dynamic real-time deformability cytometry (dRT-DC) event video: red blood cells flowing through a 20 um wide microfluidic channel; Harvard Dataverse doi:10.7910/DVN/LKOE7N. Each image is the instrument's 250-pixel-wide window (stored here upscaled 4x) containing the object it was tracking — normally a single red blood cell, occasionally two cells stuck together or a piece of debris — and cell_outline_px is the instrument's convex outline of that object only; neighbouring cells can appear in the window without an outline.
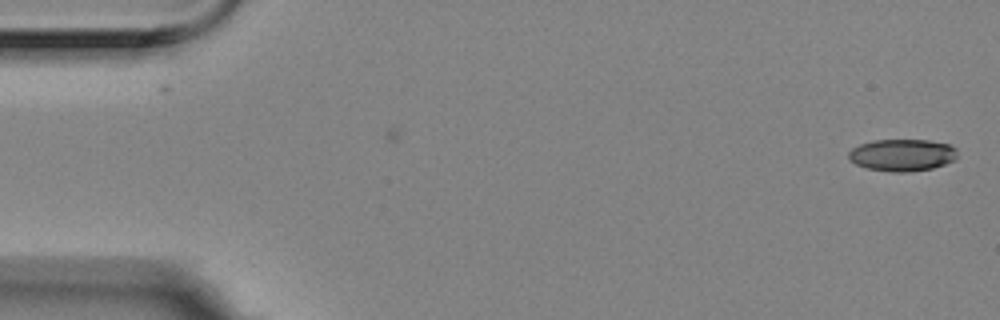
{"species": "Egyptian fruit bat (a non-hibernating species)", "species_latin": "Rousettus aegyptiacus", "temperature_condition": "room temperature", "stored_images_in_passage": 2, "camera_frame_rate_fps": 3000, "um_per_image_px": 0.085, "animal": {"sex": "female"}, "frame": {"image": 1, "passage_image": 2, "time_ms": 0.333, "image_size_px": [1000, 320], "cell_outline_px": [[956, 160], [932, 168], [908, 172], [892, 172], [868, 168], [856, 164], [848, 160], [848, 152], [852, 148], [860, 144], [872, 140], [928, 140], [948, 144], [956, 148]], "centroid_in_image_um": [76.67, 13.17], "position_along_channel_um": 8.3, "area_um2": 20.35}}